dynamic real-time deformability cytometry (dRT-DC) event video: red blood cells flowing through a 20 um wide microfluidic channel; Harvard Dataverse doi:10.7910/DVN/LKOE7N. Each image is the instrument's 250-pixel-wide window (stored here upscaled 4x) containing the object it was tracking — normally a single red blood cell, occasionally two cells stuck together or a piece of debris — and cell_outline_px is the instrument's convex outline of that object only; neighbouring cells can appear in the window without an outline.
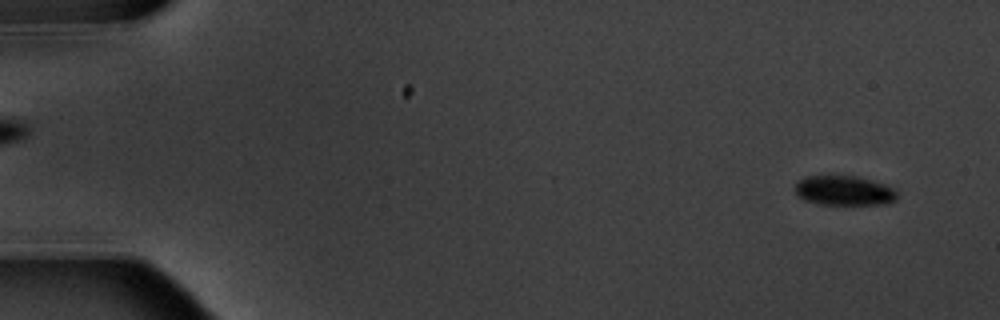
{"species": "common noctule bat (a hibernating species)", "species_latin": "Nyctalus noctula", "temperature_condition": "warm", "stored_images_in_passage": 6, "segment_of_instrument_passage": [2, 2], "camera_frame_rate_fps": 3000, "um_per_image_px": 0.085, "animal": {"sex": "male", "body_mass_g": 20.1, "forearm_length_mm": 53.5}, "frame": {"image": 1, "passage_image": 6, "time_ms": 6.667, "image_size_px": [1000, 320], "cell_outline_px": [[896, 200], [888, 204], [820, 204], [804, 200], [796, 192], [796, 180], [804, 176], [856, 176], [872, 180], [896, 188]], "centroid_in_image_um": [71.76, 16.19], "position_along_channel_um": 13.2, "area_um2": 17.69}}